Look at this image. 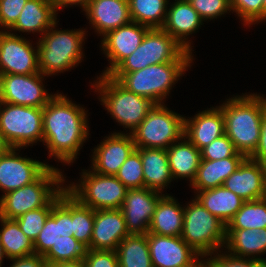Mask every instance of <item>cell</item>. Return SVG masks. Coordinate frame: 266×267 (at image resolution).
I'll use <instances>...</instances> for the list:
<instances>
[{
  "mask_svg": "<svg viewBox=\"0 0 266 267\" xmlns=\"http://www.w3.org/2000/svg\"><path fill=\"white\" fill-rule=\"evenodd\" d=\"M181 237L201 258L208 257L225 246L226 225L194 198L184 207Z\"/></svg>",
  "mask_w": 266,
  "mask_h": 267,
  "instance_id": "8",
  "label": "cell"
},
{
  "mask_svg": "<svg viewBox=\"0 0 266 267\" xmlns=\"http://www.w3.org/2000/svg\"><path fill=\"white\" fill-rule=\"evenodd\" d=\"M58 201V194L45 206L38 209L28 211L15 219L22 232L32 240L35 241L42 228L44 227L45 221L51 214L52 206Z\"/></svg>",
  "mask_w": 266,
  "mask_h": 267,
  "instance_id": "38",
  "label": "cell"
},
{
  "mask_svg": "<svg viewBox=\"0 0 266 267\" xmlns=\"http://www.w3.org/2000/svg\"><path fill=\"white\" fill-rule=\"evenodd\" d=\"M249 158L266 165V112L263 116L258 147Z\"/></svg>",
  "mask_w": 266,
  "mask_h": 267,
  "instance_id": "48",
  "label": "cell"
},
{
  "mask_svg": "<svg viewBox=\"0 0 266 267\" xmlns=\"http://www.w3.org/2000/svg\"><path fill=\"white\" fill-rule=\"evenodd\" d=\"M153 267H203L198 254L182 237L147 233Z\"/></svg>",
  "mask_w": 266,
  "mask_h": 267,
  "instance_id": "13",
  "label": "cell"
},
{
  "mask_svg": "<svg viewBox=\"0 0 266 267\" xmlns=\"http://www.w3.org/2000/svg\"><path fill=\"white\" fill-rule=\"evenodd\" d=\"M263 20H266V0H263Z\"/></svg>",
  "mask_w": 266,
  "mask_h": 267,
  "instance_id": "53",
  "label": "cell"
},
{
  "mask_svg": "<svg viewBox=\"0 0 266 267\" xmlns=\"http://www.w3.org/2000/svg\"><path fill=\"white\" fill-rule=\"evenodd\" d=\"M6 257L5 253H4V250H3V247H2V244H1V241H0V267L2 266V261L3 259Z\"/></svg>",
  "mask_w": 266,
  "mask_h": 267,
  "instance_id": "52",
  "label": "cell"
},
{
  "mask_svg": "<svg viewBox=\"0 0 266 267\" xmlns=\"http://www.w3.org/2000/svg\"><path fill=\"white\" fill-rule=\"evenodd\" d=\"M227 254H219L218 251L214 257L211 254L210 258L207 259L208 261L206 259L203 261V267H257L261 263L252 258L247 259Z\"/></svg>",
  "mask_w": 266,
  "mask_h": 267,
  "instance_id": "44",
  "label": "cell"
},
{
  "mask_svg": "<svg viewBox=\"0 0 266 267\" xmlns=\"http://www.w3.org/2000/svg\"><path fill=\"white\" fill-rule=\"evenodd\" d=\"M79 185L74 182L66 190L80 203L92 208L121 209L128 188L116 176L101 175L94 171H83Z\"/></svg>",
  "mask_w": 266,
  "mask_h": 267,
  "instance_id": "11",
  "label": "cell"
},
{
  "mask_svg": "<svg viewBox=\"0 0 266 267\" xmlns=\"http://www.w3.org/2000/svg\"><path fill=\"white\" fill-rule=\"evenodd\" d=\"M223 186L245 202L266 197V165L247 157Z\"/></svg>",
  "mask_w": 266,
  "mask_h": 267,
  "instance_id": "19",
  "label": "cell"
},
{
  "mask_svg": "<svg viewBox=\"0 0 266 267\" xmlns=\"http://www.w3.org/2000/svg\"><path fill=\"white\" fill-rule=\"evenodd\" d=\"M97 79L95 84L91 85L95 87V92L100 93L102 105L116 122L129 128L131 134L146 118L155 103L128 91L109 75H100Z\"/></svg>",
  "mask_w": 266,
  "mask_h": 267,
  "instance_id": "5",
  "label": "cell"
},
{
  "mask_svg": "<svg viewBox=\"0 0 266 267\" xmlns=\"http://www.w3.org/2000/svg\"><path fill=\"white\" fill-rule=\"evenodd\" d=\"M54 23L37 42L38 67L45 76L62 73L76 67L82 60L85 31L56 30ZM44 36V37H43Z\"/></svg>",
  "mask_w": 266,
  "mask_h": 267,
  "instance_id": "3",
  "label": "cell"
},
{
  "mask_svg": "<svg viewBox=\"0 0 266 267\" xmlns=\"http://www.w3.org/2000/svg\"><path fill=\"white\" fill-rule=\"evenodd\" d=\"M191 55L162 28H153L146 32L139 47L111 73H130L167 62H192Z\"/></svg>",
  "mask_w": 266,
  "mask_h": 267,
  "instance_id": "7",
  "label": "cell"
},
{
  "mask_svg": "<svg viewBox=\"0 0 266 267\" xmlns=\"http://www.w3.org/2000/svg\"><path fill=\"white\" fill-rule=\"evenodd\" d=\"M167 8V15L162 29L172 36L184 49L192 53L191 42L186 37L195 33L203 19L187 0H175Z\"/></svg>",
  "mask_w": 266,
  "mask_h": 267,
  "instance_id": "22",
  "label": "cell"
},
{
  "mask_svg": "<svg viewBox=\"0 0 266 267\" xmlns=\"http://www.w3.org/2000/svg\"><path fill=\"white\" fill-rule=\"evenodd\" d=\"M132 22L150 29L162 28L167 15L168 0H128Z\"/></svg>",
  "mask_w": 266,
  "mask_h": 267,
  "instance_id": "33",
  "label": "cell"
},
{
  "mask_svg": "<svg viewBox=\"0 0 266 267\" xmlns=\"http://www.w3.org/2000/svg\"><path fill=\"white\" fill-rule=\"evenodd\" d=\"M184 207L170 195H164L156 206L148 233L181 237L183 230Z\"/></svg>",
  "mask_w": 266,
  "mask_h": 267,
  "instance_id": "27",
  "label": "cell"
},
{
  "mask_svg": "<svg viewBox=\"0 0 266 267\" xmlns=\"http://www.w3.org/2000/svg\"><path fill=\"white\" fill-rule=\"evenodd\" d=\"M224 134V116L222 110L217 106L203 110L193 118H185L184 136L199 150Z\"/></svg>",
  "mask_w": 266,
  "mask_h": 267,
  "instance_id": "23",
  "label": "cell"
},
{
  "mask_svg": "<svg viewBox=\"0 0 266 267\" xmlns=\"http://www.w3.org/2000/svg\"><path fill=\"white\" fill-rule=\"evenodd\" d=\"M42 119L43 108L0 101V133L9 148L20 149L43 142Z\"/></svg>",
  "mask_w": 266,
  "mask_h": 267,
  "instance_id": "10",
  "label": "cell"
},
{
  "mask_svg": "<svg viewBox=\"0 0 266 267\" xmlns=\"http://www.w3.org/2000/svg\"><path fill=\"white\" fill-rule=\"evenodd\" d=\"M0 222L3 226L0 229V241L8 259L35 253L32 240L22 232L15 219L0 217Z\"/></svg>",
  "mask_w": 266,
  "mask_h": 267,
  "instance_id": "32",
  "label": "cell"
},
{
  "mask_svg": "<svg viewBox=\"0 0 266 267\" xmlns=\"http://www.w3.org/2000/svg\"><path fill=\"white\" fill-rule=\"evenodd\" d=\"M85 109L65 95L54 94L43 107V144L49 157L55 156L61 163H73L80 147L86 141L89 130Z\"/></svg>",
  "mask_w": 266,
  "mask_h": 267,
  "instance_id": "1",
  "label": "cell"
},
{
  "mask_svg": "<svg viewBox=\"0 0 266 267\" xmlns=\"http://www.w3.org/2000/svg\"><path fill=\"white\" fill-rule=\"evenodd\" d=\"M115 251L119 267H153L146 234H129Z\"/></svg>",
  "mask_w": 266,
  "mask_h": 267,
  "instance_id": "31",
  "label": "cell"
},
{
  "mask_svg": "<svg viewBox=\"0 0 266 267\" xmlns=\"http://www.w3.org/2000/svg\"><path fill=\"white\" fill-rule=\"evenodd\" d=\"M135 149L136 146L130 133H112L94 148L91 168L98 174L115 176Z\"/></svg>",
  "mask_w": 266,
  "mask_h": 267,
  "instance_id": "18",
  "label": "cell"
},
{
  "mask_svg": "<svg viewBox=\"0 0 266 267\" xmlns=\"http://www.w3.org/2000/svg\"><path fill=\"white\" fill-rule=\"evenodd\" d=\"M230 4L232 11L243 20V25L263 21V0H230Z\"/></svg>",
  "mask_w": 266,
  "mask_h": 267,
  "instance_id": "41",
  "label": "cell"
},
{
  "mask_svg": "<svg viewBox=\"0 0 266 267\" xmlns=\"http://www.w3.org/2000/svg\"><path fill=\"white\" fill-rule=\"evenodd\" d=\"M183 139V142L179 140L167 149L168 162L172 178H189L191 185L201 162V152L189 140H186L185 136Z\"/></svg>",
  "mask_w": 266,
  "mask_h": 267,
  "instance_id": "28",
  "label": "cell"
},
{
  "mask_svg": "<svg viewBox=\"0 0 266 267\" xmlns=\"http://www.w3.org/2000/svg\"><path fill=\"white\" fill-rule=\"evenodd\" d=\"M266 228V197L246 201L226 225V229Z\"/></svg>",
  "mask_w": 266,
  "mask_h": 267,
  "instance_id": "34",
  "label": "cell"
},
{
  "mask_svg": "<svg viewBox=\"0 0 266 267\" xmlns=\"http://www.w3.org/2000/svg\"><path fill=\"white\" fill-rule=\"evenodd\" d=\"M192 62H167L153 64L130 73H110L128 91L148 98L155 104H164L172 85L179 80Z\"/></svg>",
  "mask_w": 266,
  "mask_h": 267,
  "instance_id": "4",
  "label": "cell"
},
{
  "mask_svg": "<svg viewBox=\"0 0 266 267\" xmlns=\"http://www.w3.org/2000/svg\"><path fill=\"white\" fill-rule=\"evenodd\" d=\"M184 130L185 117L169 110L165 104H155L131 135L136 147L167 150L184 138Z\"/></svg>",
  "mask_w": 266,
  "mask_h": 267,
  "instance_id": "9",
  "label": "cell"
},
{
  "mask_svg": "<svg viewBox=\"0 0 266 267\" xmlns=\"http://www.w3.org/2000/svg\"><path fill=\"white\" fill-rule=\"evenodd\" d=\"M140 153L145 187L159 193L173 181L167 150L136 147Z\"/></svg>",
  "mask_w": 266,
  "mask_h": 267,
  "instance_id": "26",
  "label": "cell"
},
{
  "mask_svg": "<svg viewBox=\"0 0 266 267\" xmlns=\"http://www.w3.org/2000/svg\"><path fill=\"white\" fill-rule=\"evenodd\" d=\"M48 267H86L84 259L48 264Z\"/></svg>",
  "mask_w": 266,
  "mask_h": 267,
  "instance_id": "50",
  "label": "cell"
},
{
  "mask_svg": "<svg viewBox=\"0 0 266 267\" xmlns=\"http://www.w3.org/2000/svg\"><path fill=\"white\" fill-rule=\"evenodd\" d=\"M59 229L61 236H73L72 195L66 188L59 192Z\"/></svg>",
  "mask_w": 266,
  "mask_h": 267,
  "instance_id": "43",
  "label": "cell"
},
{
  "mask_svg": "<svg viewBox=\"0 0 266 267\" xmlns=\"http://www.w3.org/2000/svg\"><path fill=\"white\" fill-rule=\"evenodd\" d=\"M38 49L29 40L14 33L0 31V74L39 73Z\"/></svg>",
  "mask_w": 266,
  "mask_h": 267,
  "instance_id": "14",
  "label": "cell"
},
{
  "mask_svg": "<svg viewBox=\"0 0 266 267\" xmlns=\"http://www.w3.org/2000/svg\"><path fill=\"white\" fill-rule=\"evenodd\" d=\"M247 157H228L221 160H201L191 186L197 192L223 186Z\"/></svg>",
  "mask_w": 266,
  "mask_h": 267,
  "instance_id": "29",
  "label": "cell"
},
{
  "mask_svg": "<svg viewBox=\"0 0 266 267\" xmlns=\"http://www.w3.org/2000/svg\"><path fill=\"white\" fill-rule=\"evenodd\" d=\"M128 235L121 209L94 210L90 249L116 250L120 242Z\"/></svg>",
  "mask_w": 266,
  "mask_h": 267,
  "instance_id": "20",
  "label": "cell"
},
{
  "mask_svg": "<svg viewBox=\"0 0 266 267\" xmlns=\"http://www.w3.org/2000/svg\"><path fill=\"white\" fill-rule=\"evenodd\" d=\"M17 150L8 148L0 155V189L4 195L33 183L50 167L38 160L20 157Z\"/></svg>",
  "mask_w": 266,
  "mask_h": 267,
  "instance_id": "15",
  "label": "cell"
},
{
  "mask_svg": "<svg viewBox=\"0 0 266 267\" xmlns=\"http://www.w3.org/2000/svg\"><path fill=\"white\" fill-rule=\"evenodd\" d=\"M128 189L145 187L140 153L135 149L115 174Z\"/></svg>",
  "mask_w": 266,
  "mask_h": 267,
  "instance_id": "39",
  "label": "cell"
},
{
  "mask_svg": "<svg viewBox=\"0 0 266 267\" xmlns=\"http://www.w3.org/2000/svg\"><path fill=\"white\" fill-rule=\"evenodd\" d=\"M204 20L217 18L231 11L230 0H187Z\"/></svg>",
  "mask_w": 266,
  "mask_h": 267,
  "instance_id": "42",
  "label": "cell"
},
{
  "mask_svg": "<svg viewBox=\"0 0 266 267\" xmlns=\"http://www.w3.org/2000/svg\"><path fill=\"white\" fill-rule=\"evenodd\" d=\"M59 229V193L58 201L52 206L51 214L44 227L33 242L35 254L44 256L60 237Z\"/></svg>",
  "mask_w": 266,
  "mask_h": 267,
  "instance_id": "37",
  "label": "cell"
},
{
  "mask_svg": "<svg viewBox=\"0 0 266 267\" xmlns=\"http://www.w3.org/2000/svg\"><path fill=\"white\" fill-rule=\"evenodd\" d=\"M28 0H0V26L10 29Z\"/></svg>",
  "mask_w": 266,
  "mask_h": 267,
  "instance_id": "45",
  "label": "cell"
},
{
  "mask_svg": "<svg viewBox=\"0 0 266 267\" xmlns=\"http://www.w3.org/2000/svg\"><path fill=\"white\" fill-rule=\"evenodd\" d=\"M41 72L23 74H0V101L13 105L43 108L54 96L48 94L42 83Z\"/></svg>",
  "mask_w": 266,
  "mask_h": 267,
  "instance_id": "12",
  "label": "cell"
},
{
  "mask_svg": "<svg viewBox=\"0 0 266 267\" xmlns=\"http://www.w3.org/2000/svg\"><path fill=\"white\" fill-rule=\"evenodd\" d=\"M52 4L54 5V8L56 11H58L62 7H67L68 5H80L82 9L84 10L90 0H50Z\"/></svg>",
  "mask_w": 266,
  "mask_h": 267,
  "instance_id": "49",
  "label": "cell"
},
{
  "mask_svg": "<svg viewBox=\"0 0 266 267\" xmlns=\"http://www.w3.org/2000/svg\"><path fill=\"white\" fill-rule=\"evenodd\" d=\"M8 148V145L5 143L0 133V155L3 154Z\"/></svg>",
  "mask_w": 266,
  "mask_h": 267,
  "instance_id": "51",
  "label": "cell"
},
{
  "mask_svg": "<svg viewBox=\"0 0 266 267\" xmlns=\"http://www.w3.org/2000/svg\"><path fill=\"white\" fill-rule=\"evenodd\" d=\"M94 227V210L80 203L72 196V231L73 237L90 249Z\"/></svg>",
  "mask_w": 266,
  "mask_h": 267,
  "instance_id": "35",
  "label": "cell"
},
{
  "mask_svg": "<svg viewBox=\"0 0 266 267\" xmlns=\"http://www.w3.org/2000/svg\"><path fill=\"white\" fill-rule=\"evenodd\" d=\"M257 267H266V262H261Z\"/></svg>",
  "mask_w": 266,
  "mask_h": 267,
  "instance_id": "54",
  "label": "cell"
},
{
  "mask_svg": "<svg viewBox=\"0 0 266 267\" xmlns=\"http://www.w3.org/2000/svg\"><path fill=\"white\" fill-rule=\"evenodd\" d=\"M10 260L13 262L10 267H48L43 256L35 253Z\"/></svg>",
  "mask_w": 266,
  "mask_h": 267,
  "instance_id": "47",
  "label": "cell"
},
{
  "mask_svg": "<svg viewBox=\"0 0 266 267\" xmlns=\"http://www.w3.org/2000/svg\"><path fill=\"white\" fill-rule=\"evenodd\" d=\"M84 262L86 267H119L115 250L87 249Z\"/></svg>",
  "mask_w": 266,
  "mask_h": 267,
  "instance_id": "46",
  "label": "cell"
},
{
  "mask_svg": "<svg viewBox=\"0 0 266 267\" xmlns=\"http://www.w3.org/2000/svg\"><path fill=\"white\" fill-rule=\"evenodd\" d=\"M149 29L145 25L131 21L104 35L101 49L109 58L110 66L102 75H109L126 57L130 56L139 47Z\"/></svg>",
  "mask_w": 266,
  "mask_h": 267,
  "instance_id": "17",
  "label": "cell"
},
{
  "mask_svg": "<svg viewBox=\"0 0 266 267\" xmlns=\"http://www.w3.org/2000/svg\"><path fill=\"white\" fill-rule=\"evenodd\" d=\"M87 248L73 236H60L43 256L47 264L84 259Z\"/></svg>",
  "mask_w": 266,
  "mask_h": 267,
  "instance_id": "36",
  "label": "cell"
},
{
  "mask_svg": "<svg viewBox=\"0 0 266 267\" xmlns=\"http://www.w3.org/2000/svg\"><path fill=\"white\" fill-rule=\"evenodd\" d=\"M225 244L224 247L233 256L241 258L252 256V259L266 262V259L260 256L258 258V255L266 252V228L226 229Z\"/></svg>",
  "mask_w": 266,
  "mask_h": 267,
  "instance_id": "24",
  "label": "cell"
},
{
  "mask_svg": "<svg viewBox=\"0 0 266 267\" xmlns=\"http://www.w3.org/2000/svg\"><path fill=\"white\" fill-rule=\"evenodd\" d=\"M61 173L60 169L50 166L33 183L2 195L0 217L17 219L28 211L45 207L64 188Z\"/></svg>",
  "mask_w": 266,
  "mask_h": 267,
  "instance_id": "6",
  "label": "cell"
},
{
  "mask_svg": "<svg viewBox=\"0 0 266 267\" xmlns=\"http://www.w3.org/2000/svg\"><path fill=\"white\" fill-rule=\"evenodd\" d=\"M227 100L219 106L224 116L225 134L239 153L250 157L259 144L266 98L243 94Z\"/></svg>",
  "mask_w": 266,
  "mask_h": 267,
  "instance_id": "2",
  "label": "cell"
},
{
  "mask_svg": "<svg viewBox=\"0 0 266 267\" xmlns=\"http://www.w3.org/2000/svg\"><path fill=\"white\" fill-rule=\"evenodd\" d=\"M201 160H221L228 157H246L239 153L233 142L226 134L214 139L209 145L200 150Z\"/></svg>",
  "mask_w": 266,
  "mask_h": 267,
  "instance_id": "40",
  "label": "cell"
},
{
  "mask_svg": "<svg viewBox=\"0 0 266 267\" xmlns=\"http://www.w3.org/2000/svg\"><path fill=\"white\" fill-rule=\"evenodd\" d=\"M195 198L225 225L233 218L245 202L224 186L196 192Z\"/></svg>",
  "mask_w": 266,
  "mask_h": 267,
  "instance_id": "30",
  "label": "cell"
},
{
  "mask_svg": "<svg viewBox=\"0 0 266 267\" xmlns=\"http://www.w3.org/2000/svg\"><path fill=\"white\" fill-rule=\"evenodd\" d=\"M57 11L50 0H28L16 23L9 29L19 32H39L43 35L57 21Z\"/></svg>",
  "mask_w": 266,
  "mask_h": 267,
  "instance_id": "25",
  "label": "cell"
},
{
  "mask_svg": "<svg viewBox=\"0 0 266 267\" xmlns=\"http://www.w3.org/2000/svg\"><path fill=\"white\" fill-rule=\"evenodd\" d=\"M164 196L146 187L128 189L121 206L129 234H147L158 201Z\"/></svg>",
  "mask_w": 266,
  "mask_h": 267,
  "instance_id": "16",
  "label": "cell"
},
{
  "mask_svg": "<svg viewBox=\"0 0 266 267\" xmlns=\"http://www.w3.org/2000/svg\"><path fill=\"white\" fill-rule=\"evenodd\" d=\"M84 11L102 36L131 22L128 0H90Z\"/></svg>",
  "mask_w": 266,
  "mask_h": 267,
  "instance_id": "21",
  "label": "cell"
}]
</instances>
